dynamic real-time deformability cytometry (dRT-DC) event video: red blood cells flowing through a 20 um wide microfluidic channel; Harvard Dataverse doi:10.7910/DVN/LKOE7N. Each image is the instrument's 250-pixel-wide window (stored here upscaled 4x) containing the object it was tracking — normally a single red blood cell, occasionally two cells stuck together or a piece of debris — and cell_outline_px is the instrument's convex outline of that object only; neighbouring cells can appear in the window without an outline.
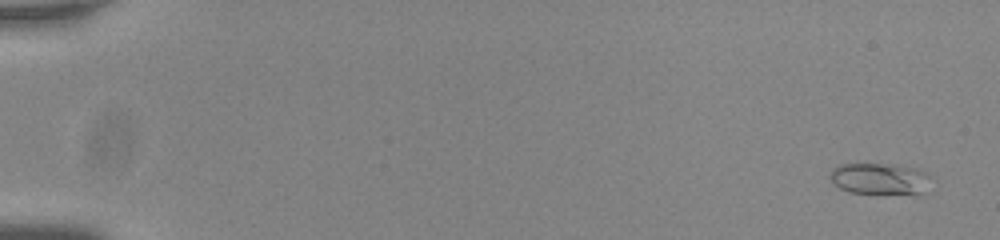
{"species": "common noctule bat (a hibernating species)", "species_latin": "Nyctalus noctula", "temperature_condition": "room temperature", "stored_images_in_passage": 57, "camera_frame_rate_fps": 3000, "um_per_image_px": 0.085, "animal": {"sex": "male", "body_mass_g": 20.0, "forearm_length_mm": 53.3}, "frame": {"image": 1, "passage_image": 3, "time_ms": 0.667, "image_size_px": [1000, 240], "cell_outline_px": [[928, 176], [924, 192], [920, 196], [880, 196], [848, 192], [840, 188], [832, 180], [832, 168], [840, 164], [896, 164], [916, 168], [928, 172]], "centroid_in_image_um": [74.84, 15.26], "position_along_channel_um": 10.2, "area_um2": 19.36}}
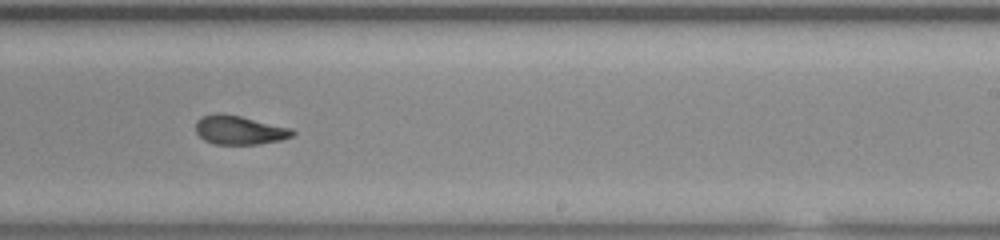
{"frame": {"image": 2, "passage_image": 37, "time_ms": 12.0, "image_size_px": [1000, 240], "cell_outline_px": [[296, 132], [292, 136], [280, 140], [260, 144], [212, 144], [204, 140], [196, 132], [196, 120], [204, 116], [240, 116], [292, 128]], "centroid_in_image_um": [20.4, 11.1], "position_along_channel_um": 268.6, "area_um2": 15.78}}
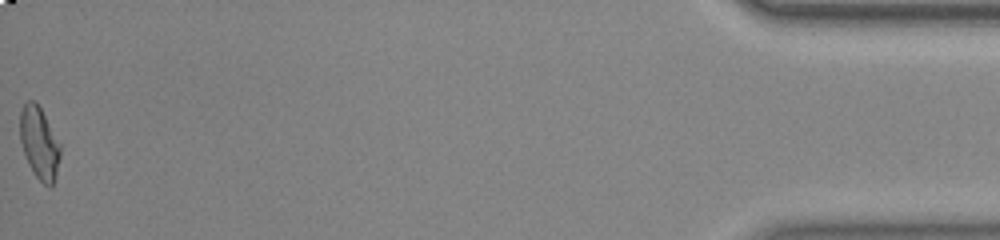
{"frame": {"image": 3, "passage_image": 57, "time_ms": 18.667, "image_size_px": [1000, 240], "cell_outline_px": [[60, 156], [56, 176], [52, 184], [48, 188], [32, 172], [28, 164], [20, 140], [20, 112], [24, 104], [28, 100], [36, 100], [60, 144]], "centroid_in_image_um": [3.33, 12.16], "position_along_channel_um": 431.9, "area_um2": 16.82}, "authors_computed_cell_mechanics": {"area_um2": 16.5886, "velocity_mm_per_s": 3.7592, "shape_relaxation_time_tau1_ms": null, "shape_relaxation_time_tau2_ms": 2.8809, "deformation_change_tau1": null, "deformation_change_tau2": 0.0835}}